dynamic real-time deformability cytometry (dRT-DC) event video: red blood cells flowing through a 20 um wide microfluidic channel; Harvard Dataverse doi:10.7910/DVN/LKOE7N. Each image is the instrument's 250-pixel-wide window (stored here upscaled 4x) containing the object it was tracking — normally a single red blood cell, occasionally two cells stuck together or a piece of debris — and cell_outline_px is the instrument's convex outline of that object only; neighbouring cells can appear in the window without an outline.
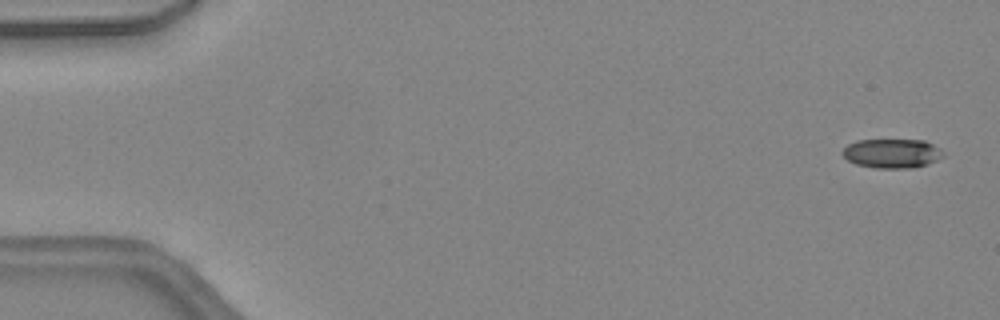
{"species": "common noctule bat (a hibernating species)", "species_latin": "Nyctalus noctula", "temperature_condition": "warm", "stored_images_in_passage": 46, "camera_frame_rate_fps": 3000, "um_per_image_px": 0.085, "animal": {"sex": "female", "body_mass_g": 24.6, "forearm_length_mm": 56.2}, "frame": {"image": 1, "passage_image": 2, "time_ms": 0.333, "image_size_px": [1000, 320], "cell_outline_px": [[944, 156], [928, 164], [912, 168], [876, 168], [856, 164], [848, 160], [840, 152], [848, 144], [856, 140], [924, 140], [940, 148], [944, 152]], "centroid_in_image_um": [75.82, 13.04], "position_along_channel_um": 9.2, "area_um2": 17.22}}
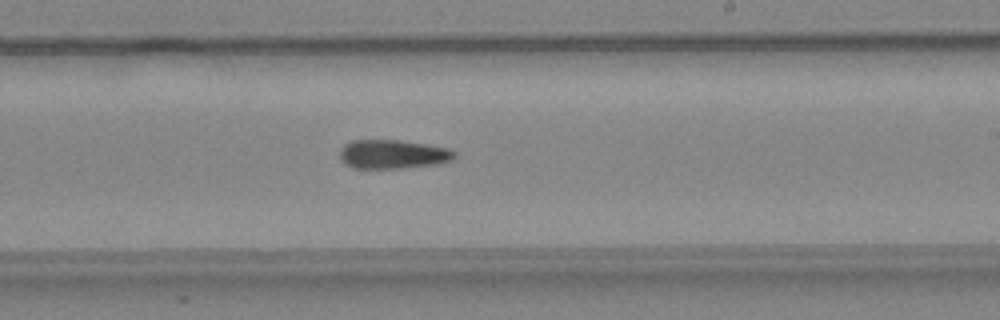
{"frame": {"image": 2, "passage_image": 28, "time_ms": 9.0, "image_size_px": [1000, 320], "cell_outline_px": [[456, 156], [452, 160], [436, 164], [404, 168], [352, 168], [344, 164], [340, 160], [340, 148], [344, 144], [352, 140], [400, 140], [448, 148], [456, 152]], "centroid_in_image_um": [33.36, 13.11], "position_along_channel_um": 255.6, "area_um2": 19.48}}
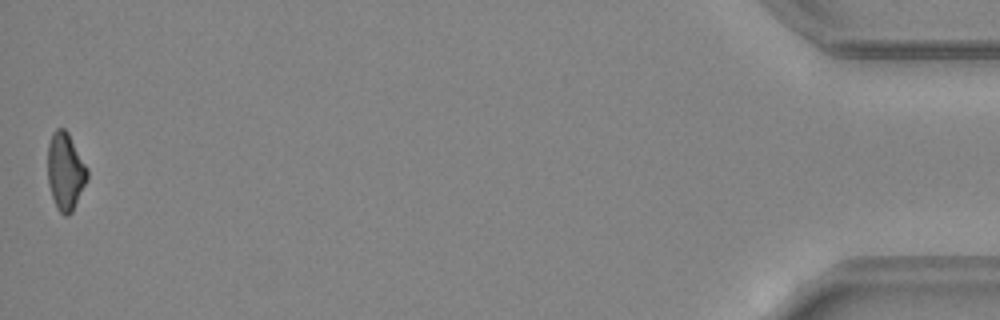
{"frame": {"image": 3, "passage_image": 46, "time_ms": 15.0, "image_size_px": [1000, 320], "cell_outline_px": [[88, 180], [72, 212], [68, 216], [64, 216], [56, 208], [48, 184], [48, 144], [52, 132], [56, 128], [64, 128], [68, 132], [88, 168]], "centroid_in_image_um": [5.57, 14.57], "position_along_channel_um": 429.6, "area_um2": 18.09}, "authors_computed_cell_mechanics": {"area_um2": 18.9006, "velocity_mm_per_s": 4.5172, "shape_relaxation_time_tau1_ms": 7.2517, "shape_relaxation_time_tau2_ms": null, "deformation_change_tau1": 0.1939, "deformation_change_tau2": null}}